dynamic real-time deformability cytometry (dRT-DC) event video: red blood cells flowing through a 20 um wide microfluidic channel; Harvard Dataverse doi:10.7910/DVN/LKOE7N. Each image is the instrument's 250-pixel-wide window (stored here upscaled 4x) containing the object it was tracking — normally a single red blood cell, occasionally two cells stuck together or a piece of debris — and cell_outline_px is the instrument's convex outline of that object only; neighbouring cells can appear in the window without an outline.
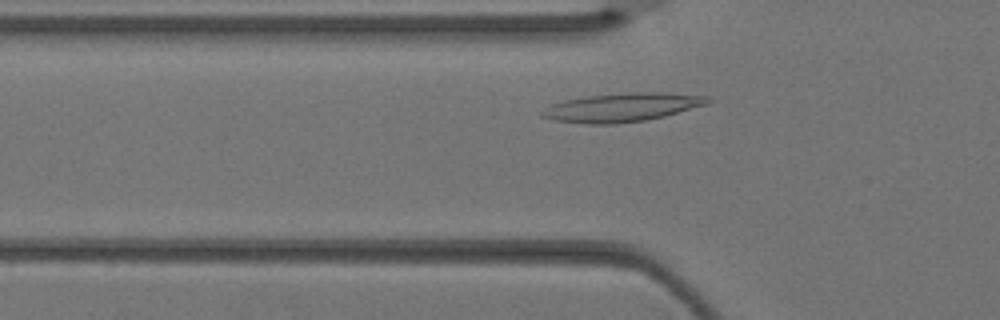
{"species": "Egyptian fruit bat (a non-hibernating species)", "species_latin": "Rousettus aegyptiacus", "temperature_condition": "warm", "stored_images_in_passage": 5, "camera_frame_rate_fps": 3000, "um_per_image_px": 0.085, "animal": {"sex": "female"}, "frame": {"image": 1, "passage_image": 5, "time_ms": 1.333, "image_size_px": [1000, 320], "cell_outline_px": [[716, 100], [708, 104], [664, 116], [644, 120], [612, 124], [588, 124], [556, 120], [540, 116], [540, 112], [544, 108], [552, 104], [564, 100], [588, 96], [632, 92], [656, 92], [708, 96]], "centroid_in_image_um": [52.9, 9.12], "position_along_channel_um": 72.9, "area_um2": 27.51}}